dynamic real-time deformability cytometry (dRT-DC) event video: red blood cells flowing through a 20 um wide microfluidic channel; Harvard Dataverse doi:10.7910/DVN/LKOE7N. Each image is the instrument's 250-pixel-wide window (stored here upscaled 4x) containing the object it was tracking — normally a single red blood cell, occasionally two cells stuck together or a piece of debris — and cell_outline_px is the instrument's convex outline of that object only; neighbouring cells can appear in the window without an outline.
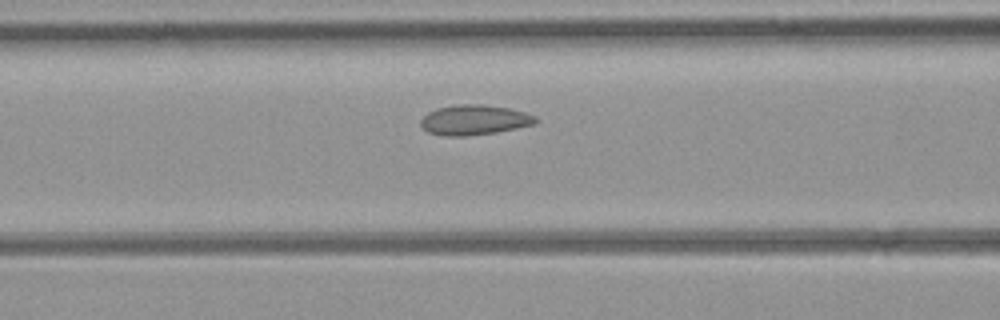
{"species": "common noctule bat (a hibernating species)", "species_latin": "Nyctalus noctula", "temperature_condition": "room temperature", "stored_images_in_passage": 30, "camera_frame_rate_fps": 3000, "um_per_image_px": 0.085, "animal": {"sex": "female", "body_mass_g": 21.9}, "frame": {"image": 1, "passage_image": 7, "time_ms": 2.0, "image_size_px": [1000, 320], "cell_outline_px": [[536, 124], [496, 132], [468, 136], [440, 136], [428, 132], [420, 124], [420, 120], [428, 112], [436, 108], [460, 104], [484, 104], [508, 108], [524, 112], [536, 116]], "centroid_in_image_um": [40.29, 10.2], "position_along_channel_um": 126.3, "area_um2": 20.17}}
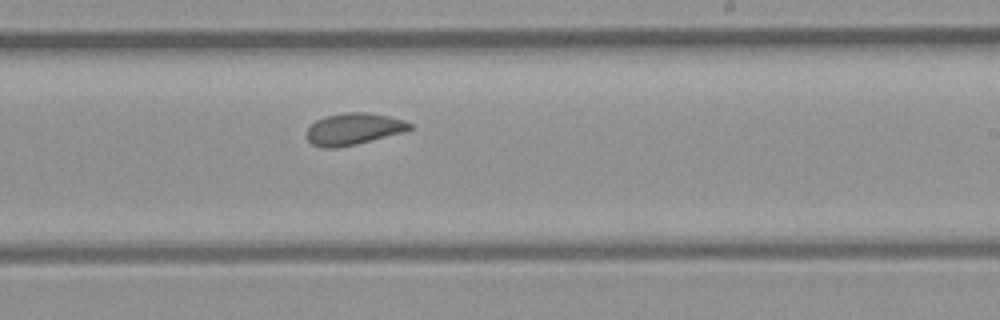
{"frame": {"image": 2, "passage_image": 17, "time_ms": 5.333, "image_size_px": [1000, 320], "cell_outline_px": [[412, 128], [404, 132], [356, 144], [336, 148], [320, 148], [312, 144], [308, 140], [308, 128], [316, 120], [324, 116], [348, 112], [368, 112], [388, 116], [404, 120], [412, 124]], "centroid_in_image_um": [30.06, 10.96], "position_along_channel_um": 258.9, "area_um2": 19.02}}
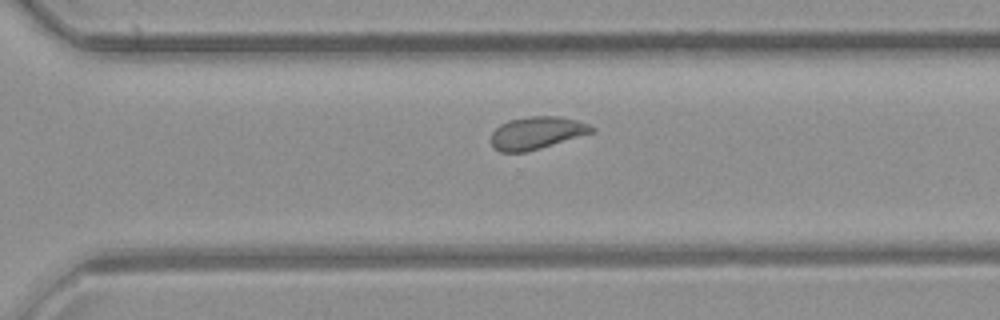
{"frame": {"image": 3, "passage_image": 22, "time_ms": 7.0, "image_size_px": [1000, 320], "cell_outline_px": [[596, 132], [540, 148], [524, 152], [500, 152], [492, 148], [492, 132], [500, 124], [508, 120], [528, 116], [560, 116], [576, 120], [588, 124], [596, 128]], "centroid_in_image_um": [45.63, 11.29], "position_along_channel_um": 325.0, "area_um2": 19.19}}